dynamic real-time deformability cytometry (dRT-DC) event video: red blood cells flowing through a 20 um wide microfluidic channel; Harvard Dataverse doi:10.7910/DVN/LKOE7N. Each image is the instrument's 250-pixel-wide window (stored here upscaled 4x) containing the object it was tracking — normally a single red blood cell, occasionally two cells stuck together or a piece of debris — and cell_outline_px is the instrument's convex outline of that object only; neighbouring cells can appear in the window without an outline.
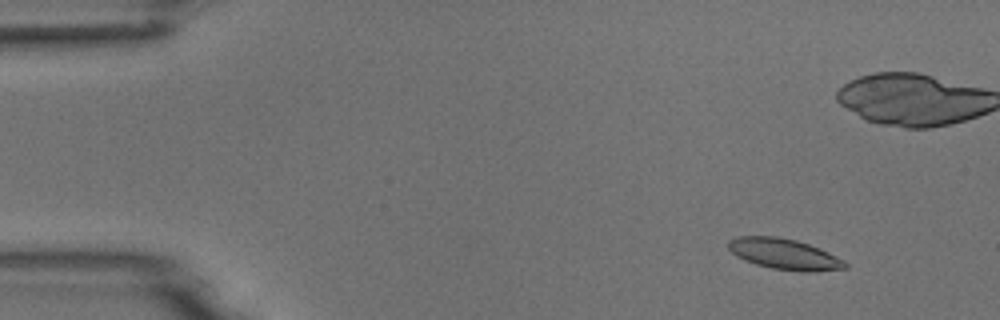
{"species": "common noctule bat (a hibernating species)", "species_latin": "Nyctalus noctula", "temperature_condition": "room temperature", "stored_images_in_passage": 5, "camera_frame_rate_fps": 3000, "um_per_image_px": 0.085, "animal": {"sex": "male", "body_mass_g": 18.8}, "frame": {"image": 1, "passage_image": 1, "time_ms": 0.0, "image_size_px": [1000, 320], "cell_outline_px": [[848, 268], [812, 272], [804, 272], [772, 268], [756, 264], [744, 260], [736, 256], [728, 248], [728, 240], [736, 236], [776, 236], [796, 240], [820, 248], [844, 260], [848, 264]], "centroid_in_image_um": [66.67, 21.59], "position_along_channel_um": 18.3, "area_um2": 21.04}}